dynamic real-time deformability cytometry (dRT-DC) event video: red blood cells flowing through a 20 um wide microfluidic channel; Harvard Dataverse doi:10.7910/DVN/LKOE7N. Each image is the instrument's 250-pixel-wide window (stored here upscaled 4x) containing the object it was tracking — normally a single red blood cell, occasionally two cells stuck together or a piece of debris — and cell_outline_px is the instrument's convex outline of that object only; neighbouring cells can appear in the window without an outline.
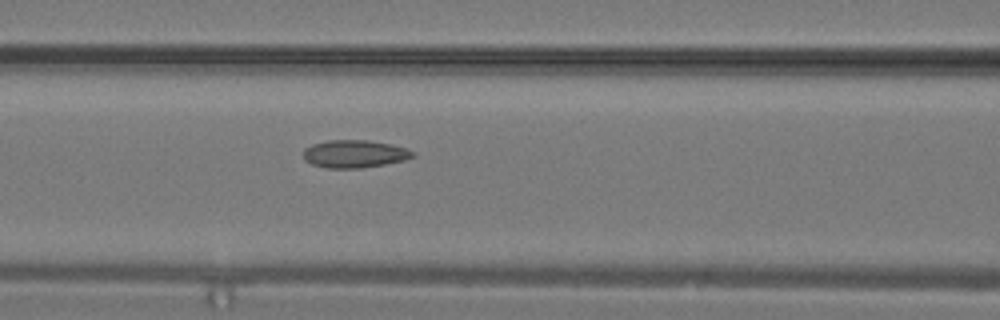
{"species": "common noctule bat (a hibernating species)", "species_latin": "Nyctalus noctula", "temperature_condition": "warm", "stored_images_in_passage": 16, "camera_frame_rate_fps": 3000, "um_per_image_px": 0.085, "animal": {"sex": "male", "body_mass_g": 19.2, "forearm_length_mm": 51.8}, "frame": {"image": 1, "passage_image": 14, "time_ms": 4.333, "image_size_px": [1000, 320], "cell_outline_px": [[416, 156], [404, 160], [384, 164], [360, 168], [324, 168], [312, 164], [304, 160], [304, 148], [312, 144], [328, 140], [368, 140], [408, 148], [416, 152]], "centroid_in_image_um": [30.14, 13.08], "position_along_channel_um": 136.5, "area_um2": 17.74}}
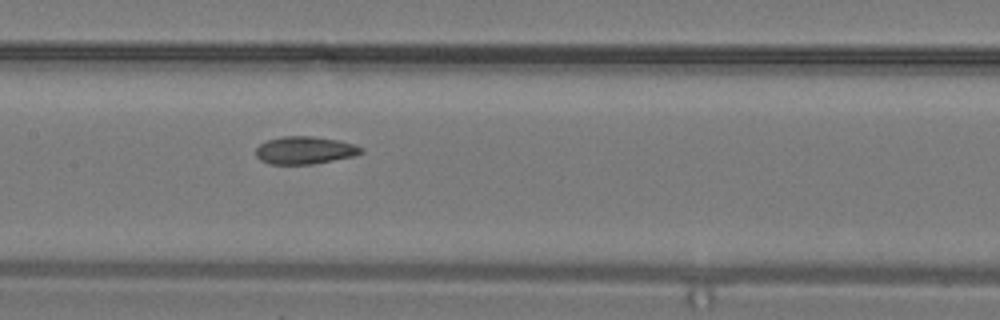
{"frame": {"image": 2, "passage_image": 16, "time_ms": 5.0, "image_size_px": [1000, 320], "cell_outline_px": [[364, 152], [356, 156], [312, 164], [272, 164], [260, 160], [256, 156], [256, 148], [264, 140], [284, 136], [312, 136], [340, 140], [356, 144], [364, 148]], "centroid_in_image_um": [25.95, 12.76], "position_along_channel_um": 181.5, "area_um2": 17.22}}